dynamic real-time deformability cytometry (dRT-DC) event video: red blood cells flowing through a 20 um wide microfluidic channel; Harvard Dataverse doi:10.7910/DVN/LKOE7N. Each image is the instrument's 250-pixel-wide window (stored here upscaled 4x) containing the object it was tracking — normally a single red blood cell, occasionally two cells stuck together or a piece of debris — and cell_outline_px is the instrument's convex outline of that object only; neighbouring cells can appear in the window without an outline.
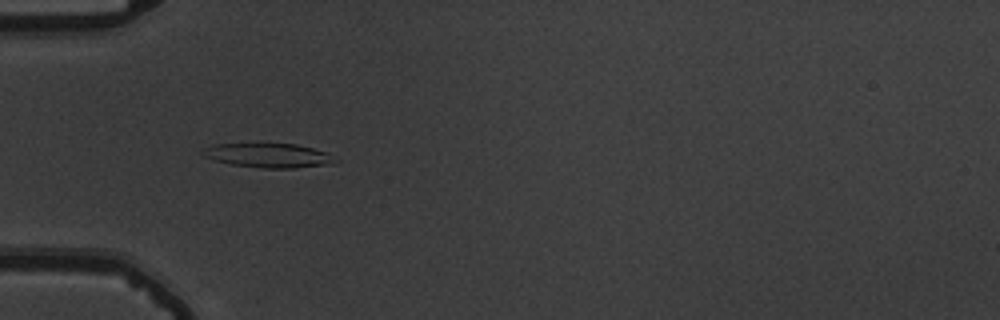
{"species": "common noctule bat (a hibernating species)", "species_latin": "Nyctalus noctula", "temperature_condition": "warm", "stored_images_in_passage": 56, "camera_frame_rate_fps": 3000, "um_per_image_px": 0.085, "animal": {"sex": "male", "body_mass_g": 19.5, "forearm_length_mm": 54.6}, "frame": {"image": 1, "passage_image": 19, "time_ms": 6.0, "image_size_px": [1000, 320], "cell_outline_px": [[340, 160], [336, 164], [296, 168], [264, 168], [232, 164], [216, 160], [204, 156], [200, 152], [216, 144], [296, 144], [328, 152]], "centroid_in_image_um": [22.96, 13.22], "position_along_channel_um": 62.0, "area_um2": 18.67}}
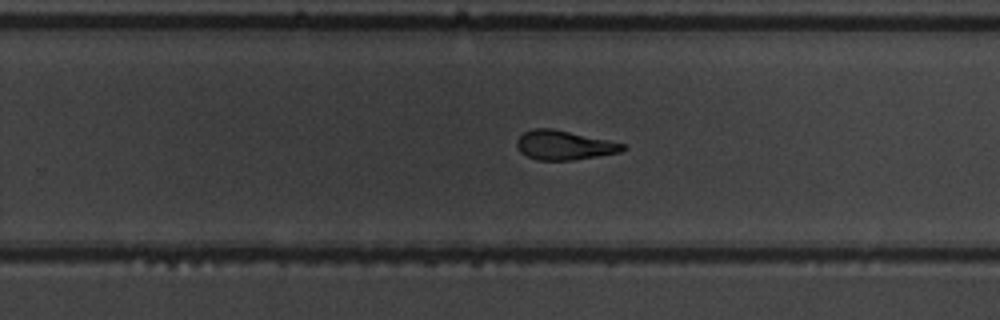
{"frame": {"image": 2, "passage_image": 37, "time_ms": 12.0, "image_size_px": [1000, 320], "cell_outline_px": [[628, 148], [620, 152], [572, 160], [536, 160], [520, 152], [516, 144], [516, 140], [524, 132], [532, 128], [552, 128], [628, 144]], "centroid_in_image_um": [47.97, 12.33], "position_along_channel_um": 281.8, "area_um2": 18.15}}
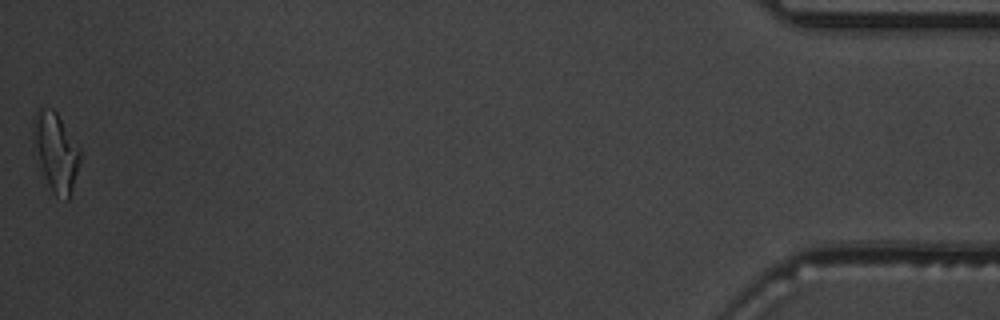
{"frame": {"image": 3, "passage_image": 56, "time_ms": 18.333, "image_size_px": [1000, 320], "cell_outline_px": [[80, 160], [68, 200], [56, 196], [52, 192], [32, 152], [32, 120], [36, 112], [40, 108], [52, 108], [56, 112], [80, 148]], "centroid_in_image_um": [4.68, 12.88], "position_along_channel_um": 430.5, "area_um2": 21.62}, "authors_computed_cell_mechanics": {"area_um2": 19.1029, "velocity_mm_per_s": 3.7281, "shape_relaxation_time_tau1_ms": 8.705, "shape_relaxation_time_tau2_ms": 2.4447, "deformation_change_tau1": 0.2641, "deformation_change_tau2": 0.1075}}